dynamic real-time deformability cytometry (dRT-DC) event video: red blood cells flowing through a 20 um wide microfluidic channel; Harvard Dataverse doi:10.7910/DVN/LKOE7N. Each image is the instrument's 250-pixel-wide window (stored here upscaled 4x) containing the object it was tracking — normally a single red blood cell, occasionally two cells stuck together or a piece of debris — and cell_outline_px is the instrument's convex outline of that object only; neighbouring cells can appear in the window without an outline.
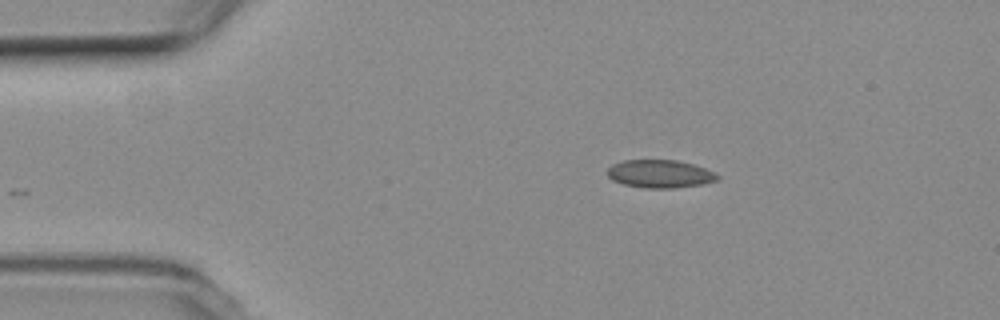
{"species": "common noctule bat (a hibernating species)", "species_latin": "Nyctalus noctula", "temperature_condition": "room temperature", "stored_images_in_passage": 46, "camera_frame_rate_fps": 3000, "um_per_image_px": 0.085, "animal": {"sex": "female", "body_mass_g": 19.3, "forearm_length_mm": 54.1}, "frame": {"image": 1, "passage_image": 1, "time_ms": 0.0, "image_size_px": [1000, 320], "cell_outline_px": [[720, 176], [716, 180], [700, 184], [672, 188], [644, 188], [624, 184], [612, 180], [608, 176], [608, 168], [612, 164], [624, 160], [676, 160], [692, 164], [716, 172]], "centroid_in_image_um": [56.08, 14.77], "position_along_channel_um": 28.9, "area_um2": 17.8}}
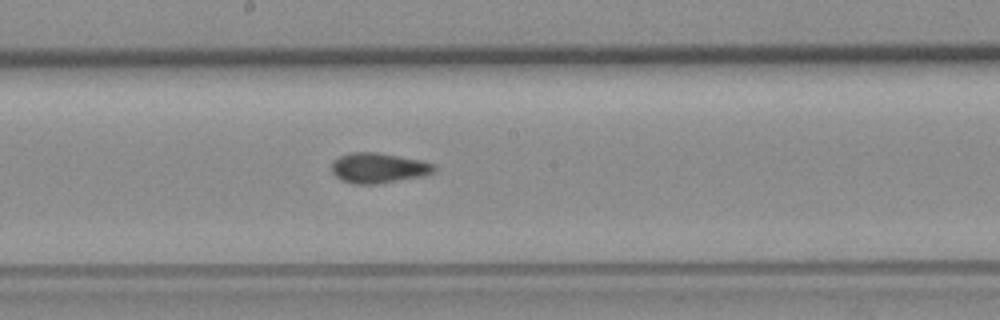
{"frame": {"image": 2, "passage_image": 20, "time_ms": 6.333, "image_size_px": [1000, 320], "cell_outline_px": [[436, 168], [432, 172], [424, 176], [380, 184], [352, 184], [340, 180], [332, 172], [332, 160], [340, 156], [352, 152], [376, 152], [420, 160], [436, 164]], "centroid_in_image_um": [32.16, 14.29], "position_along_channel_um": 216.0, "area_um2": 18.21}}
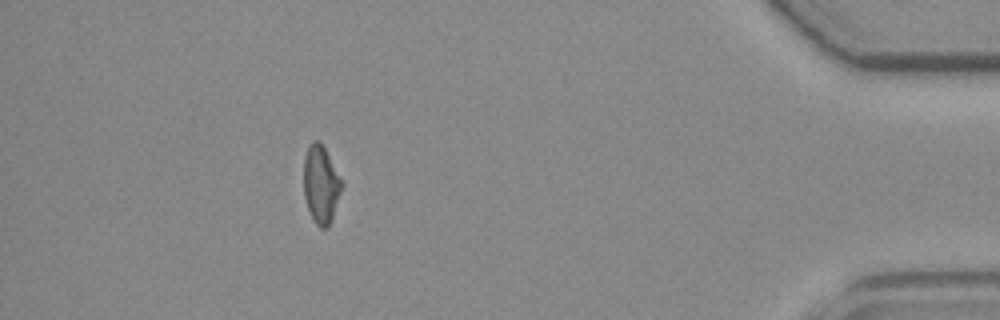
{"frame": {"image": 3, "passage_image": 40, "time_ms": 13.0, "image_size_px": [1000, 320], "cell_outline_px": [[344, 184], [332, 220], [328, 228], [320, 228], [316, 224], [308, 208], [304, 196], [304, 156], [308, 144], [312, 140], [320, 140]], "centroid_in_image_um": [27.29, 15.66], "position_along_channel_um": 407.9, "area_um2": 17.4}, "authors_computed_cell_mechanics": {"area_um2": 17.7446, "velocity_mm_per_s": 3.7621, "shape_relaxation_time_tau1_ms": null, "shape_relaxation_time_tau2_ms": 2.0979, "deformation_change_tau1": null, "deformation_change_tau2": 0.0547}}